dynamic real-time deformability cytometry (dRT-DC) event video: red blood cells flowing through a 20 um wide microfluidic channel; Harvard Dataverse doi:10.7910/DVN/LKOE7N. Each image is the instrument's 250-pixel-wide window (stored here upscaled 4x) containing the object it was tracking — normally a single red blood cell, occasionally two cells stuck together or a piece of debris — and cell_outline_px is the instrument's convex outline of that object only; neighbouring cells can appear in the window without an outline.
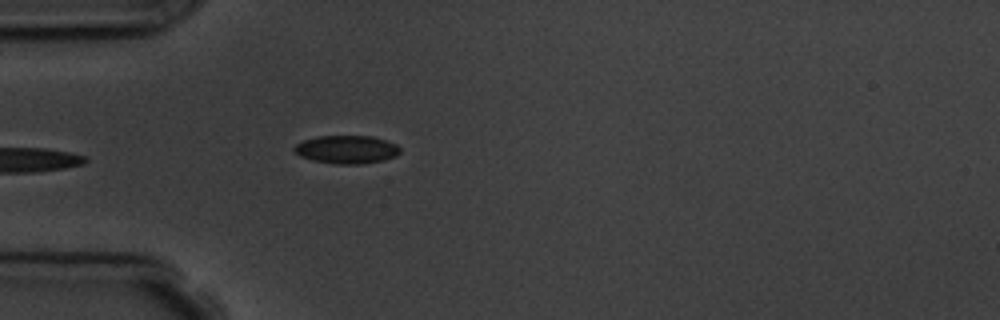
{"species": "common noctule bat (a hibernating species)", "species_latin": "Nyctalus noctula", "temperature_condition": "room temperature", "stored_images_in_passage": 5, "camera_frame_rate_fps": 3000, "um_per_image_px": 0.085, "animal": {"sex": "male", "body_mass_g": 19.5, "forearm_length_mm": 54.6}, "frame": {"image": 1, "passage_image": 5, "time_ms": 4.667, "image_size_px": [1000, 320], "cell_outline_px": [[400, 152], [396, 156], [384, 160], [360, 164], [336, 164], [312, 160], [300, 156], [292, 148], [296, 144], [304, 140], [316, 136], [372, 136], [396, 144], [400, 148]], "centroid_in_image_um": [29.46, 12.71], "position_along_channel_um": 55.5, "area_um2": 17.34}}